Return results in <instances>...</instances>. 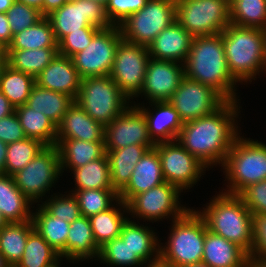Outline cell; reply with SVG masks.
Listing matches in <instances>:
<instances>
[{
    "label": "cell",
    "mask_w": 266,
    "mask_h": 267,
    "mask_svg": "<svg viewBox=\"0 0 266 267\" xmlns=\"http://www.w3.org/2000/svg\"><path fill=\"white\" fill-rule=\"evenodd\" d=\"M168 101L183 123L211 115L226 102L212 87L186 76Z\"/></svg>",
    "instance_id": "2e32d148"
},
{
    "label": "cell",
    "mask_w": 266,
    "mask_h": 267,
    "mask_svg": "<svg viewBox=\"0 0 266 267\" xmlns=\"http://www.w3.org/2000/svg\"><path fill=\"white\" fill-rule=\"evenodd\" d=\"M72 174L74 175L75 190L113 189L107 154L82 167L73 169Z\"/></svg>",
    "instance_id": "8d00e7d4"
},
{
    "label": "cell",
    "mask_w": 266,
    "mask_h": 267,
    "mask_svg": "<svg viewBox=\"0 0 266 267\" xmlns=\"http://www.w3.org/2000/svg\"><path fill=\"white\" fill-rule=\"evenodd\" d=\"M54 195L41 204L52 216L68 223L81 216L79 204L73 193Z\"/></svg>",
    "instance_id": "ee69618b"
},
{
    "label": "cell",
    "mask_w": 266,
    "mask_h": 267,
    "mask_svg": "<svg viewBox=\"0 0 266 267\" xmlns=\"http://www.w3.org/2000/svg\"><path fill=\"white\" fill-rule=\"evenodd\" d=\"M192 36L177 21L165 28L147 47L151 58L184 64L190 50Z\"/></svg>",
    "instance_id": "7402d4cb"
},
{
    "label": "cell",
    "mask_w": 266,
    "mask_h": 267,
    "mask_svg": "<svg viewBox=\"0 0 266 267\" xmlns=\"http://www.w3.org/2000/svg\"><path fill=\"white\" fill-rule=\"evenodd\" d=\"M59 258V254L34 229L27 238L21 259L14 267H48Z\"/></svg>",
    "instance_id": "ab89813d"
},
{
    "label": "cell",
    "mask_w": 266,
    "mask_h": 267,
    "mask_svg": "<svg viewBox=\"0 0 266 267\" xmlns=\"http://www.w3.org/2000/svg\"><path fill=\"white\" fill-rule=\"evenodd\" d=\"M6 65H7V58H0V78Z\"/></svg>",
    "instance_id": "91938a15"
},
{
    "label": "cell",
    "mask_w": 266,
    "mask_h": 267,
    "mask_svg": "<svg viewBox=\"0 0 266 267\" xmlns=\"http://www.w3.org/2000/svg\"><path fill=\"white\" fill-rule=\"evenodd\" d=\"M168 241L160 243L158 267H183L203 258L206 223L195 209H188L172 220Z\"/></svg>",
    "instance_id": "5b68a950"
},
{
    "label": "cell",
    "mask_w": 266,
    "mask_h": 267,
    "mask_svg": "<svg viewBox=\"0 0 266 267\" xmlns=\"http://www.w3.org/2000/svg\"><path fill=\"white\" fill-rule=\"evenodd\" d=\"M0 267H10V265L6 262L3 255L0 253Z\"/></svg>",
    "instance_id": "6125c7cd"
},
{
    "label": "cell",
    "mask_w": 266,
    "mask_h": 267,
    "mask_svg": "<svg viewBox=\"0 0 266 267\" xmlns=\"http://www.w3.org/2000/svg\"><path fill=\"white\" fill-rule=\"evenodd\" d=\"M101 28H81L80 31L65 35L58 42V52L61 55L72 57L76 53L84 50L91 43L92 38Z\"/></svg>",
    "instance_id": "bcb514c9"
},
{
    "label": "cell",
    "mask_w": 266,
    "mask_h": 267,
    "mask_svg": "<svg viewBox=\"0 0 266 267\" xmlns=\"http://www.w3.org/2000/svg\"><path fill=\"white\" fill-rule=\"evenodd\" d=\"M59 176L62 172L58 147L46 146L13 178L24 196L34 204L39 203L48 191L50 194Z\"/></svg>",
    "instance_id": "30bf717a"
},
{
    "label": "cell",
    "mask_w": 266,
    "mask_h": 267,
    "mask_svg": "<svg viewBox=\"0 0 266 267\" xmlns=\"http://www.w3.org/2000/svg\"><path fill=\"white\" fill-rule=\"evenodd\" d=\"M15 112V107L9 102V100L0 91V119Z\"/></svg>",
    "instance_id": "f5cc1de1"
},
{
    "label": "cell",
    "mask_w": 266,
    "mask_h": 267,
    "mask_svg": "<svg viewBox=\"0 0 266 267\" xmlns=\"http://www.w3.org/2000/svg\"><path fill=\"white\" fill-rule=\"evenodd\" d=\"M6 15L12 35L33 26L44 17L38 9L18 1L13 3Z\"/></svg>",
    "instance_id": "f6af8a7d"
},
{
    "label": "cell",
    "mask_w": 266,
    "mask_h": 267,
    "mask_svg": "<svg viewBox=\"0 0 266 267\" xmlns=\"http://www.w3.org/2000/svg\"><path fill=\"white\" fill-rule=\"evenodd\" d=\"M128 106L121 114L105 126V149H120L129 145H145L154 148L149 136L146 118L135 105Z\"/></svg>",
    "instance_id": "e0dca14e"
},
{
    "label": "cell",
    "mask_w": 266,
    "mask_h": 267,
    "mask_svg": "<svg viewBox=\"0 0 266 267\" xmlns=\"http://www.w3.org/2000/svg\"><path fill=\"white\" fill-rule=\"evenodd\" d=\"M0 58H7L5 49L0 45Z\"/></svg>",
    "instance_id": "003e7915"
},
{
    "label": "cell",
    "mask_w": 266,
    "mask_h": 267,
    "mask_svg": "<svg viewBox=\"0 0 266 267\" xmlns=\"http://www.w3.org/2000/svg\"><path fill=\"white\" fill-rule=\"evenodd\" d=\"M74 101L69 95L45 89L34 84L26 105L35 111L42 112L58 126Z\"/></svg>",
    "instance_id": "f546056e"
},
{
    "label": "cell",
    "mask_w": 266,
    "mask_h": 267,
    "mask_svg": "<svg viewBox=\"0 0 266 267\" xmlns=\"http://www.w3.org/2000/svg\"><path fill=\"white\" fill-rule=\"evenodd\" d=\"M149 228L151 227L140 225V223L127 218L122 225L119 237L145 266L147 264V267H158L160 240H158L153 228Z\"/></svg>",
    "instance_id": "603a6c76"
},
{
    "label": "cell",
    "mask_w": 266,
    "mask_h": 267,
    "mask_svg": "<svg viewBox=\"0 0 266 267\" xmlns=\"http://www.w3.org/2000/svg\"><path fill=\"white\" fill-rule=\"evenodd\" d=\"M250 258H266V214L253 215V246Z\"/></svg>",
    "instance_id": "681fc988"
},
{
    "label": "cell",
    "mask_w": 266,
    "mask_h": 267,
    "mask_svg": "<svg viewBox=\"0 0 266 267\" xmlns=\"http://www.w3.org/2000/svg\"><path fill=\"white\" fill-rule=\"evenodd\" d=\"M40 48H58L51 23L45 16L33 26L13 35L12 41L6 49Z\"/></svg>",
    "instance_id": "d590c367"
},
{
    "label": "cell",
    "mask_w": 266,
    "mask_h": 267,
    "mask_svg": "<svg viewBox=\"0 0 266 267\" xmlns=\"http://www.w3.org/2000/svg\"><path fill=\"white\" fill-rule=\"evenodd\" d=\"M165 182L183 190L192 188L205 173L206 166L190 154L177 140L157 143Z\"/></svg>",
    "instance_id": "9a60e30c"
},
{
    "label": "cell",
    "mask_w": 266,
    "mask_h": 267,
    "mask_svg": "<svg viewBox=\"0 0 266 267\" xmlns=\"http://www.w3.org/2000/svg\"><path fill=\"white\" fill-rule=\"evenodd\" d=\"M198 213L207 229L240 246L250 257L253 246V215L238 195L224 191Z\"/></svg>",
    "instance_id": "3957f363"
},
{
    "label": "cell",
    "mask_w": 266,
    "mask_h": 267,
    "mask_svg": "<svg viewBox=\"0 0 266 267\" xmlns=\"http://www.w3.org/2000/svg\"><path fill=\"white\" fill-rule=\"evenodd\" d=\"M224 52L231 75L239 82H252L266 71L263 29L229 24L222 32Z\"/></svg>",
    "instance_id": "277c9868"
},
{
    "label": "cell",
    "mask_w": 266,
    "mask_h": 267,
    "mask_svg": "<svg viewBox=\"0 0 266 267\" xmlns=\"http://www.w3.org/2000/svg\"><path fill=\"white\" fill-rule=\"evenodd\" d=\"M7 64L12 68L37 77L59 53L58 48L5 49Z\"/></svg>",
    "instance_id": "e575fe53"
},
{
    "label": "cell",
    "mask_w": 266,
    "mask_h": 267,
    "mask_svg": "<svg viewBox=\"0 0 266 267\" xmlns=\"http://www.w3.org/2000/svg\"><path fill=\"white\" fill-rule=\"evenodd\" d=\"M61 259H63V258L60 257L57 261H55L53 264H51L48 267H59V264L61 263L59 261H61Z\"/></svg>",
    "instance_id": "a7ac6f4b"
},
{
    "label": "cell",
    "mask_w": 266,
    "mask_h": 267,
    "mask_svg": "<svg viewBox=\"0 0 266 267\" xmlns=\"http://www.w3.org/2000/svg\"><path fill=\"white\" fill-rule=\"evenodd\" d=\"M181 192L176 185L164 182L146 192L135 195L127 203L128 213L129 215L131 213L133 218H141L140 220L152 223L162 221V218L167 219L171 215L172 220H175L189 209L181 205L179 201Z\"/></svg>",
    "instance_id": "7c38bea8"
},
{
    "label": "cell",
    "mask_w": 266,
    "mask_h": 267,
    "mask_svg": "<svg viewBox=\"0 0 266 267\" xmlns=\"http://www.w3.org/2000/svg\"><path fill=\"white\" fill-rule=\"evenodd\" d=\"M104 133L105 127L92 119L76 101L68 108L57 126V139L105 141Z\"/></svg>",
    "instance_id": "cb8c5ba5"
},
{
    "label": "cell",
    "mask_w": 266,
    "mask_h": 267,
    "mask_svg": "<svg viewBox=\"0 0 266 267\" xmlns=\"http://www.w3.org/2000/svg\"><path fill=\"white\" fill-rule=\"evenodd\" d=\"M34 230L32 220L21 223H8L0 229V253L10 267L21 259L27 238Z\"/></svg>",
    "instance_id": "836d02e7"
},
{
    "label": "cell",
    "mask_w": 266,
    "mask_h": 267,
    "mask_svg": "<svg viewBox=\"0 0 266 267\" xmlns=\"http://www.w3.org/2000/svg\"><path fill=\"white\" fill-rule=\"evenodd\" d=\"M7 224H8V222L6 221V219L4 218V216L2 215V213L0 212V229L3 226L7 225Z\"/></svg>",
    "instance_id": "e7e4bbea"
},
{
    "label": "cell",
    "mask_w": 266,
    "mask_h": 267,
    "mask_svg": "<svg viewBox=\"0 0 266 267\" xmlns=\"http://www.w3.org/2000/svg\"><path fill=\"white\" fill-rule=\"evenodd\" d=\"M149 60L147 47L123 39L119 42L109 76L129 99L140 93Z\"/></svg>",
    "instance_id": "5bb4252c"
},
{
    "label": "cell",
    "mask_w": 266,
    "mask_h": 267,
    "mask_svg": "<svg viewBox=\"0 0 266 267\" xmlns=\"http://www.w3.org/2000/svg\"><path fill=\"white\" fill-rule=\"evenodd\" d=\"M7 143L0 140V174H5Z\"/></svg>",
    "instance_id": "11a10c76"
},
{
    "label": "cell",
    "mask_w": 266,
    "mask_h": 267,
    "mask_svg": "<svg viewBox=\"0 0 266 267\" xmlns=\"http://www.w3.org/2000/svg\"><path fill=\"white\" fill-rule=\"evenodd\" d=\"M99 247L95 242L89 218L80 216L70 223L66 238V260L71 263L98 258Z\"/></svg>",
    "instance_id": "4316f807"
},
{
    "label": "cell",
    "mask_w": 266,
    "mask_h": 267,
    "mask_svg": "<svg viewBox=\"0 0 266 267\" xmlns=\"http://www.w3.org/2000/svg\"><path fill=\"white\" fill-rule=\"evenodd\" d=\"M59 42L65 35L81 28H110L105 7L90 0H72L46 16Z\"/></svg>",
    "instance_id": "8fae6325"
},
{
    "label": "cell",
    "mask_w": 266,
    "mask_h": 267,
    "mask_svg": "<svg viewBox=\"0 0 266 267\" xmlns=\"http://www.w3.org/2000/svg\"><path fill=\"white\" fill-rule=\"evenodd\" d=\"M185 77L184 64L150 57L139 95L150 102L168 101Z\"/></svg>",
    "instance_id": "ac0fdd59"
},
{
    "label": "cell",
    "mask_w": 266,
    "mask_h": 267,
    "mask_svg": "<svg viewBox=\"0 0 266 267\" xmlns=\"http://www.w3.org/2000/svg\"><path fill=\"white\" fill-rule=\"evenodd\" d=\"M46 145L33 138H24L7 145L5 174L13 176L23 169Z\"/></svg>",
    "instance_id": "60d3db41"
},
{
    "label": "cell",
    "mask_w": 266,
    "mask_h": 267,
    "mask_svg": "<svg viewBox=\"0 0 266 267\" xmlns=\"http://www.w3.org/2000/svg\"><path fill=\"white\" fill-rule=\"evenodd\" d=\"M228 0H176V21L194 37L217 35L230 22Z\"/></svg>",
    "instance_id": "9c48e42d"
},
{
    "label": "cell",
    "mask_w": 266,
    "mask_h": 267,
    "mask_svg": "<svg viewBox=\"0 0 266 267\" xmlns=\"http://www.w3.org/2000/svg\"><path fill=\"white\" fill-rule=\"evenodd\" d=\"M237 101H226L213 114L183 124L177 141L208 169L223 165L239 136Z\"/></svg>",
    "instance_id": "6da1fadb"
},
{
    "label": "cell",
    "mask_w": 266,
    "mask_h": 267,
    "mask_svg": "<svg viewBox=\"0 0 266 267\" xmlns=\"http://www.w3.org/2000/svg\"><path fill=\"white\" fill-rule=\"evenodd\" d=\"M75 101L104 127L132 103L109 75L81 79L80 91Z\"/></svg>",
    "instance_id": "52a82bcc"
},
{
    "label": "cell",
    "mask_w": 266,
    "mask_h": 267,
    "mask_svg": "<svg viewBox=\"0 0 266 267\" xmlns=\"http://www.w3.org/2000/svg\"><path fill=\"white\" fill-rule=\"evenodd\" d=\"M35 84V78L19 70L6 65L0 78V91L15 107L26 104L31 89Z\"/></svg>",
    "instance_id": "74e56055"
},
{
    "label": "cell",
    "mask_w": 266,
    "mask_h": 267,
    "mask_svg": "<svg viewBox=\"0 0 266 267\" xmlns=\"http://www.w3.org/2000/svg\"><path fill=\"white\" fill-rule=\"evenodd\" d=\"M16 1L38 9L39 11H41V14L43 15V0H16Z\"/></svg>",
    "instance_id": "9f6ffc18"
},
{
    "label": "cell",
    "mask_w": 266,
    "mask_h": 267,
    "mask_svg": "<svg viewBox=\"0 0 266 267\" xmlns=\"http://www.w3.org/2000/svg\"><path fill=\"white\" fill-rule=\"evenodd\" d=\"M32 204L16 186L13 176L0 174V212L8 223L32 220Z\"/></svg>",
    "instance_id": "f1b7e54d"
},
{
    "label": "cell",
    "mask_w": 266,
    "mask_h": 267,
    "mask_svg": "<svg viewBox=\"0 0 266 267\" xmlns=\"http://www.w3.org/2000/svg\"><path fill=\"white\" fill-rule=\"evenodd\" d=\"M16 0H0V13H6Z\"/></svg>",
    "instance_id": "680465c9"
},
{
    "label": "cell",
    "mask_w": 266,
    "mask_h": 267,
    "mask_svg": "<svg viewBox=\"0 0 266 267\" xmlns=\"http://www.w3.org/2000/svg\"><path fill=\"white\" fill-rule=\"evenodd\" d=\"M148 0H108L106 15L113 26H118L128 16L142 9Z\"/></svg>",
    "instance_id": "c3c4849f"
},
{
    "label": "cell",
    "mask_w": 266,
    "mask_h": 267,
    "mask_svg": "<svg viewBox=\"0 0 266 267\" xmlns=\"http://www.w3.org/2000/svg\"><path fill=\"white\" fill-rule=\"evenodd\" d=\"M97 260L109 266L120 267H137L144 264L135 253L131 252L128 245L120 237L114 238L101 246Z\"/></svg>",
    "instance_id": "7bdbcfd3"
},
{
    "label": "cell",
    "mask_w": 266,
    "mask_h": 267,
    "mask_svg": "<svg viewBox=\"0 0 266 267\" xmlns=\"http://www.w3.org/2000/svg\"><path fill=\"white\" fill-rule=\"evenodd\" d=\"M90 1H93L95 3H98L104 7H106L107 3H108V0H90Z\"/></svg>",
    "instance_id": "03108f58"
},
{
    "label": "cell",
    "mask_w": 266,
    "mask_h": 267,
    "mask_svg": "<svg viewBox=\"0 0 266 267\" xmlns=\"http://www.w3.org/2000/svg\"><path fill=\"white\" fill-rule=\"evenodd\" d=\"M66 0H43V16L49 15L56 9H59Z\"/></svg>",
    "instance_id": "db71d44e"
},
{
    "label": "cell",
    "mask_w": 266,
    "mask_h": 267,
    "mask_svg": "<svg viewBox=\"0 0 266 267\" xmlns=\"http://www.w3.org/2000/svg\"><path fill=\"white\" fill-rule=\"evenodd\" d=\"M27 138L16 113L0 119V140L7 144Z\"/></svg>",
    "instance_id": "f907efd6"
},
{
    "label": "cell",
    "mask_w": 266,
    "mask_h": 267,
    "mask_svg": "<svg viewBox=\"0 0 266 267\" xmlns=\"http://www.w3.org/2000/svg\"><path fill=\"white\" fill-rule=\"evenodd\" d=\"M176 21V0H148L118 25L123 40L148 47L162 30Z\"/></svg>",
    "instance_id": "ba28073f"
},
{
    "label": "cell",
    "mask_w": 266,
    "mask_h": 267,
    "mask_svg": "<svg viewBox=\"0 0 266 267\" xmlns=\"http://www.w3.org/2000/svg\"><path fill=\"white\" fill-rule=\"evenodd\" d=\"M185 76L212 87L226 101H238L236 83L229 71L222 33L192 38L189 54L184 62Z\"/></svg>",
    "instance_id": "7a4b0ae2"
},
{
    "label": "cell",
    "mask_w": 266,
    "mask_h": 267,
    "mask_svg": "<svg viewBox=\"0 0 266 267\" xmlns=\"http://www.w3.org/2000/svg\"><path fill=\"white\" fill-rule=\"evenodd\" d=\"M238 196L252 215L266 214V179L247 186Z\"/></svg>",
    "instance_id": "7dc6e473"
},
{
    "label": "cell",
    "mask_w": 266,
    "mask_h": 267,
    "mask_svg": "<svg viewBox=\"0 0 266 267\" xmlns=\"http://www.w3.org/2000/svg\"><path fill=\"white\" fill-rule=\"evenodd\" d=\"M230 22L240 27H266V0H231Z\"/></svg>",
    "instance_id": "f35d334b"
},
{
    "label": "cell",
    "mask_w": 266,
    "mask_h": 267,
    "mask_svg": "<svg viewBox=\"0 0 266 267\" xmlns=\"http://www.w3.org/2000/svg\"><path fill=\"white\" fill-rule=\"evenodd\" d=\"M60 154L61 172L73 170L95 161L106 154L105 141H82L77 139H56Z\"/></svg>",
    "instance_id": "484cf974"
},
{
    "label": "cell",
    "mask_w": 266,
    "mask_h": 267,
    "mask_svg": "<svg viewBox=\"0 0 266 267\" xmlns=\"http://www.w3.org/2000/svg\"><path fill=\"white\" fill-rule=\"evenodd\" d=\"M80 207L82 216L90 218L111 208L119 200V194L113 189L72 190Z\"/></svg>",
    "instance_id": "b9f144b4"
},
{
    "label": "cell",
    "mask_w": 266,
    "mask_h": 267,
    "mask_svg": "<svg viewBox=\"0 0 266 267\" xmlns=\"http://www.w3.org/2000/svg\"><path fill=\"white\" fill-rule=\"evenodd\" d=\"M81 78L70 57L57 54L56 57L35 77V84L77 99Z\"/></svg>",
    "instance_id": "d6986e66"
},
{
    "label": "cell",
    "mask_w": 266,
    "mask_h": 267,
    "mask_svg": "<svg viewBox=\"0 0 266 267\" xmlns=\"http://www.w3.org/2000/svg\"><path fill=\"white\" fill-rule=\"evenodd\" d=\"M161 160L155 148L148 149L135 165L130 181L119 193V199L127 204L135 195L164 183Z\"/></svg>",
    "instance_id": "44dd1931"
},
{
    "label": "cell",
    "mask_w": 266,
    "mask_h": 267,
    "mask_svg": "<svg viewBox=\"0 0 266 267\" xmlns=\"http://www.w3.org/2000/svg\"><path fill=\"white\" fill-rule=\"evenodd\" d=\"M125 212L128 213L127 204L119 199L111 208L89 218L95 242L99 248L120 236L122 225L128 218L123 215Z\"/></svg>",
    "instance_id": "1f68e13d"
},
{
    "label": "cell",
    "mask_w": 266,
    "mask_h": 267,
    "mask_svg": "<svg viewBox=\"0 0 266 267\" xmlns=\"http://www.w3.org/2000/svg\"><path fill=\"white\" fill-rule=\"evenodd\" d=\"M105 150L109 160L111 186L119 194L127 186L135 165L148 148L132 144L125 148Z\"/></svg>",
    "instance_id": "83f0119b"
},
{
    "label": "cell",
    "mask_w": 266,
    "mask_h": 267,
    "mask_svg": "<svg viewBox=\"0 0 266 267\" xmlns=\"http://www.w3.org/2000/svg\"><path fill=\"white\" fill-rule=\"evenodd\" d=\"M222 167L229 182L224 193L238 195L247 186L266 179V144L239 135Z\"/></svg>",
    "instance_id": "8992f818"
},
{
    "label": "cell",
    "mask_w": 266,
    "mask_h": 267,
    "mask_svg": "<svg viewBox=\"0 0 266 267\" xmlns=\"http://www.w3.org/2000/svg\"><path fill=\"white\" fill-rule=\"evenodd\" d=\"M202 262L209 267H250L249 255L237 244L207 229Z\"/></svg>",
    "instance_id": "d4e9b609"
},
{
    "label": "cell",
    "mask_w": 266,
    "mask_h": 267,
    "mask_svg": "<svg viewBox=\"0 0 266 267\" xmlns=\"http://www.w3.org/2000/svg\"><path fill=\"white\" fill-rule=\"evenodd\" d=\"M37 205L38 209L32 213L34 229L61 258H66V238L70 229V223L52 216L41 204Z\"/></svg>",
    "instance_id": "4dcf8cb0"
},
{
    "label": "cell",
    "mask_w": 266,
    "mask_h": 267,
    "mask_svg": "<svg viewBox=\"0 0 266 267\" xmlns=\"http://www.w3.org/2000/svg\"><path fill=\"white\" fill-rule=\"evenodd\" d=\"M150 104L151 107L154 106L152 107L154 111H151L149 107L145 108L144 105L140 106V103L136 106L146 118L148 133L152 141L157 144L177 140L184 124L179 113L169 101L150 102Z\"/></svg>",
    "instance_id": "ffe728a7"
},
{
    "label": "cell",
    "mask_w": 266,
    "mask_h": 267,
    "mask_svg": "<svg viewBox=\"0 0 266 267\" xmlns=\"http://www.w3.org/2000/svg\"><path fill=\"white\" fill-rule=\"evenodd\" d=\"M183 267H209L207 264L200 262V263H195V264H190V265H186Z\"/></svg>",
    "instance_id": "be15d7a7"
},
{
    "label": "cell",
    "mask_w": 266,
    "mask_h": 267,
    "mask_svg": "<svg viewBox=\"0 0 266 267\" xmlns=\"http://www.w3.org/2000/svg\"><path fill=\"white\" fill-rule=\"evenodd\" d=\"M121 40L118 26L101 29L87 48L71 57L80 78L110 75L116 48Z\"/></svg>",
    "instance_id": "4fadbf2b"
},
{
    "label": "cell",
    "mask_w": 266,
    "mask_h": 267,
    "mask_svg": "<svg viewBox=\"0 0 266 267\" xmlns=\"http://www.w3.org/2000/svg\"><path fill=\"white\" fill-rule=\"evenodd\" d=\"M13 38L6 13H0V45L6 49Z\"/></svg>",
    "instance_id": "816d5d0a"
},
{
    "label": "cell",
    "mask_w": 266,
    "mask_h": 267,
    "mask_svg": "<svg viewBox=\"0 0 266 267\" xmlns=\"http://www.w3.org/2000/svg\"><path fill=\"white\" fill-rule=\"evenodd\" d=\"M263 38H264V62L266 67V27L263 29Z\"/></svg>",
    "instance_id": "94428289"
},
{
    "label": "cell",
    "mask_w": 266,
    "mask_h": 267,
    "mask_svg": "<svg viewBox=\"0 0 266 267\" xmlns=\"http://www.w3.org/2000/svg\"><path fill=\"white\" fill-rule=\"evenodd\" d=\"M15 113L27 138L39 140L46 146H56L57 126L42 112L24 104L15 108Z\"/></svg>",
    "instance_id": "d6a6232c"
},
{
    "label": "cell",
    "mask_w": 266,
    "mask_h": 267,
    "mask_svg": "<svg viewBox=\"0 0 266 267\" xmlns=\"http://www.w3.org/2000/svg\"><path fill=\"white\" fill-rule=\"evenodd\" d=\"M250 267H266V258H250Z\"/></svg>",
    "instance_id": "6f0895ef"
}]
</instances>
